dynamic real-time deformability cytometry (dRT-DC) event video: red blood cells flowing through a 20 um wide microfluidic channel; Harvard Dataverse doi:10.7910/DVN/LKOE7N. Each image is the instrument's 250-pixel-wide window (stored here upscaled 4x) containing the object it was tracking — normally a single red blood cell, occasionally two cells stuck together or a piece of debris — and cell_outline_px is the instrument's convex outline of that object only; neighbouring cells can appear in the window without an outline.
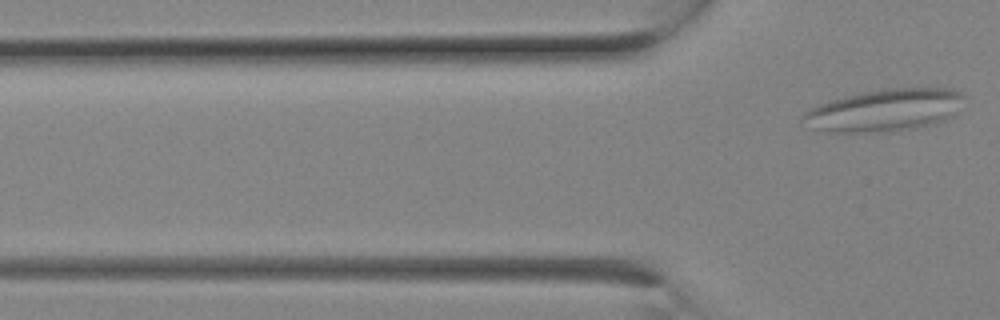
{"species": "Egyptian fruit bat (a non-hibernating species)", "species_latin": "Rousettus aegyptiacus", "temperature_condition": "room temperature", "stored_images_in_passage": 3, "camera_frame_rate_fps": 3000, "um_per_image_px": 0.085, "animal": {"sex": "female"}, "frame": {"image": 1, "passage_image": 3, "time_ms": 0.667, "image_size_px": [1000, 320], "cell_outline_px": [[968, 96], [956, 116], [944, 120], [916, 128], [892, 132], [828, 132], [816, 128], [800, 116], [804, 112], [820, 104], [844, 96], [864, 92], [888, 88], [952, 88]], "centroid_in_image_um": [75.33, 9.36], "position_along_channel_um": 50.5, "area_um2": 39.82}}